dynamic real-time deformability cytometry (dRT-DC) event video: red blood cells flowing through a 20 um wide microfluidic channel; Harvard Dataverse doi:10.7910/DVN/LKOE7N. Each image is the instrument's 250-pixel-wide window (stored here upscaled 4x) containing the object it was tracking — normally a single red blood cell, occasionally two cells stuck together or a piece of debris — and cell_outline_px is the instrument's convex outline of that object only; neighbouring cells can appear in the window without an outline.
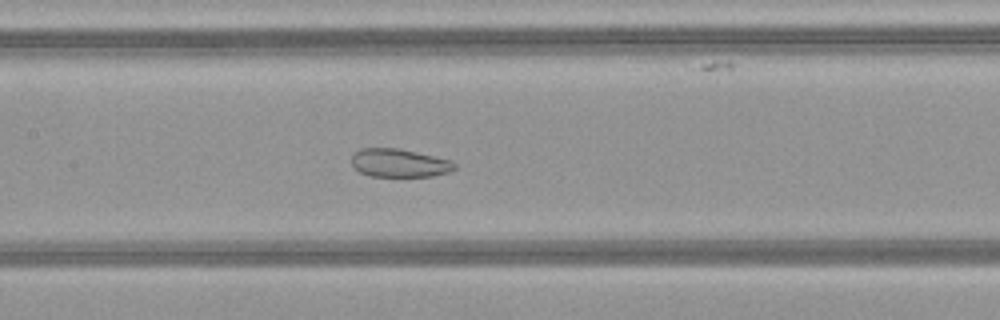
{"species": "common noctule bat (a hibernating species)", "species_latin": "Nyctalus noctula", "temperature_condition": "warm", "stored_images_in_passage": 51, "camera_frame_rate_fps": 3000, "um_per_image_px": 0.085, "animal": {"sex": "female", "body_mass_g": 21.9}, "frame": {"image": 1, "passage_image": 24, "time_ms": 7.667, "image_size_px": [1000, 320], "cell_outline_px": [[456, 168], [448, 172], [432, 176], [372, 176], [360, 172], [352, 164], [352, 152], [360, 148], [396, 148], [452, 160], [456, 164]], "centroid_in_image_um": [33.93, 13.85], "position_along_channel_um": 173.5, "area_um2": 16.88}}
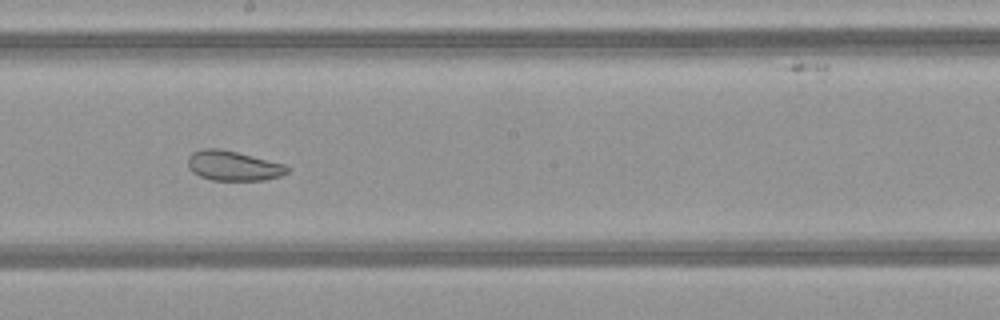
{"frame": {"image": 2, "passage_image": 28, "time_ms": 9.0, "image_size_px": [1000, 320], "cell_outline_px": [[288, 172], [280, 176], [264, 180], [212, 180], [200, 176], [192, 172], [188, 168], [188, 156], [192, 152], [200, 148], [220, 148], [284, 164], [288, 168]], "centroid_in_image_um": [19.77, 14.08], "position_along_channel_um": 228.4, "area_um2": 17.22}}
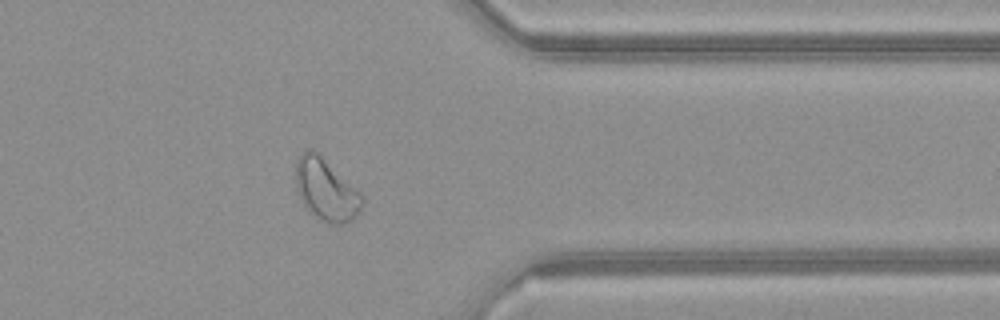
{"frame": {"image": 3, "passage_image": 40, "time_ms": 13.0, "image_size_px": [1000, 320], "cell_outline_px": [[364, 200], [356, 216], [352, 220], [344, 224], [328, 224], [320, 220], [308, 212], [296, 188], [296, 160], [308, 148], [312, 148], [320, 152], [364, 196]], "centroid_in_image_um": [27.72, 16.11], "position_along_channel_um": 383.7, "area_um2": 24.33}, "authors_computed_cell_mechanics": {"area_um2": 25.8366, "velocity_mm_per_s": 4.1326, "shape_relaxation_time_tau1_ms": null, "shape_relaxation_time_tau2_ms": 1.4314, "deformation_change_tau1": null, "deformation_change_tau2": 0.0767}}